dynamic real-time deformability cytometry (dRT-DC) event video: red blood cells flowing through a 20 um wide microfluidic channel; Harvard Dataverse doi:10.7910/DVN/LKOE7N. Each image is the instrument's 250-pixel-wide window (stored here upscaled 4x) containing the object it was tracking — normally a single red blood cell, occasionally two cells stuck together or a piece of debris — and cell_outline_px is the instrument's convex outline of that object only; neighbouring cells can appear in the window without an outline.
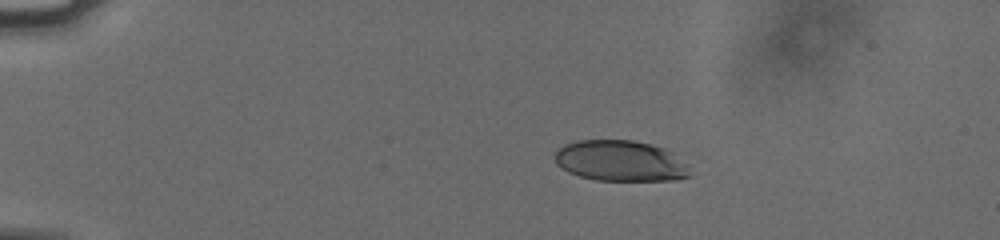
{"species": "human", "species_latin": "Homo sapiens", "temperature_condition": "cold", "stored_images_in_passage": 38, "camera_frame_rate_fps": 3000, "um_per_image_px": 0.085, "donor": {"sex": "male"}, "frame": {"image": 1, "passage_image": 5, "time_ms": 1.333, "image_size_px": [1000, 240], "cell_outline_px": [[692, 176], [676, 180], [596, 180], [580, 176], [568, 172], [556, 164], [556, 152], [564, 144], [576, 140], [632, 140], [652, 144], [664, 148], [672, 152], [688, 164]], "centroid_in_image_um": [52.78, 13.67], "position_along_channel_um": 32.2, "area_um2": 32.31}}
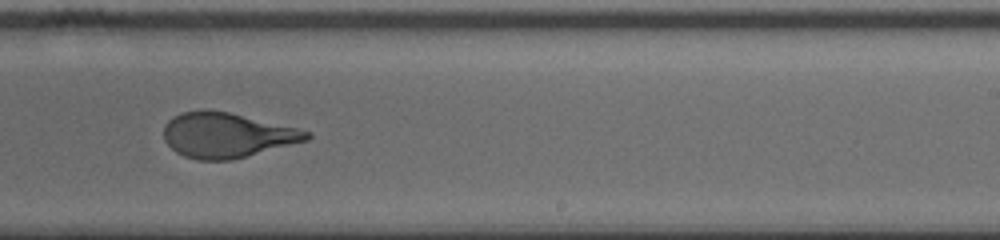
{"frame": {"image": 2, "passage_image": 21, "time_ms": 6.667, "image_size_px": [1000, 240], "cell_outline_px": [[312, 136], [308, 140], [232, 160], [200, 160], [184, 156], [176, 152], [164, 140], [164, 124], [172, 116], [180, 112], [200, 108], [204, 108], [228, 112], [296, 128], [312, 132]], "centroid_in_image_um": [19.24, 11.47], "position_along_channel_um": 269.8, "area_um2": 37.57}}
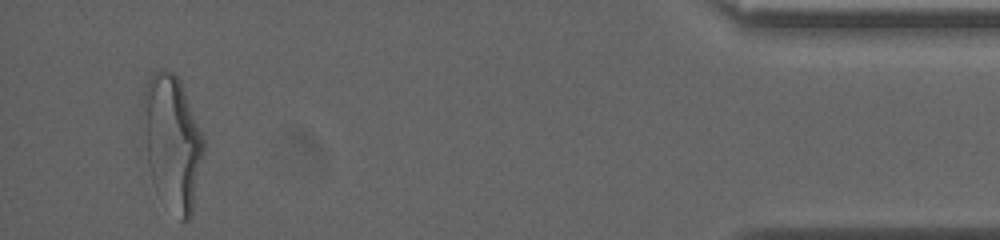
{"frame": {"image": 3, "passage_image": 38, "time_ms": 12.333, "image_size_px": [1000, 240], "cell_outline_px": [[204, 152], [192, 212], [188, 220], [180, 220], [152, 180], [148, 164], [144, 96], [144, 88], [148, 80], [156, 72], [172, 72], [180, 80], [204, 136]], "centroid_in_image_um": [14.71, 12.08], "position_along_channel_um": 420.5, "area_um2": 45.66}, "authors_computed_cell_mechanics": {"area_um2": 37.57, "velocity_mm_per_s": 3.797, "shape_relaxation_time_tau1_ms": 3.4982, "shape_relaxation_time_tau2_ms": null, "deformation_change_tau1": 0.1953, "deformation_change_tau2": null}}